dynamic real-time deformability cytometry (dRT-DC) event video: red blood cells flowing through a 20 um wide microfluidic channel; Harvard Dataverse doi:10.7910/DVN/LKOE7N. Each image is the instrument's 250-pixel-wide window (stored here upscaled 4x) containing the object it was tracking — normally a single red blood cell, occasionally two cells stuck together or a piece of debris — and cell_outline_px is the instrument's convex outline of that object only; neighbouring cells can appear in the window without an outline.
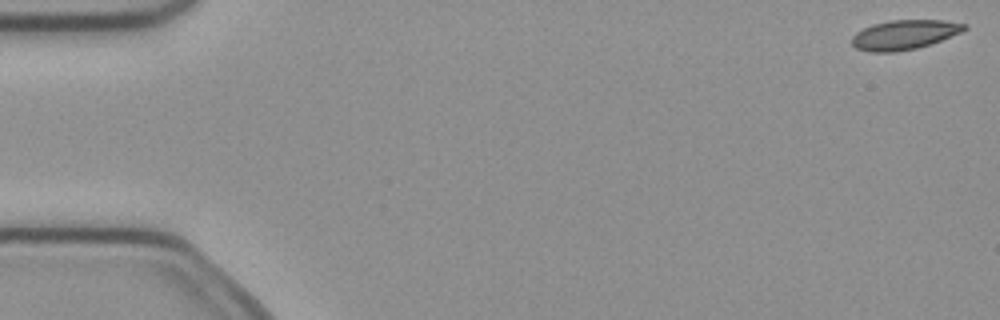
{"species": "common noctule bat (a hibernating species)", "species_latin": "Nyctalus noctula", "temperature_condition": "cold", "stored_images_in_passage": 5, "camera_frame_rate_fps": 3000, "um_per_image_px": 0.085, "animal": {"sex": "female", "body_mass_g": 21.9}, "frame": {"image": 1, "passage_image": 1, "time_ms": 0.0, "image_size_px": [1000, 320], "cell_outline_px": [[968, 28], [960, 32], [940, 40], [916, 48], [896, 52], [868, 52], [856, 48], [852, 44], [852, 36], [856, 32], [872, 24], [888, 20], [944, 20], [968, 24]], "centroid_in_image_um": [76.84, 2.94], "position_along_channel_um": 8.2, "area_um2": 19.31}}